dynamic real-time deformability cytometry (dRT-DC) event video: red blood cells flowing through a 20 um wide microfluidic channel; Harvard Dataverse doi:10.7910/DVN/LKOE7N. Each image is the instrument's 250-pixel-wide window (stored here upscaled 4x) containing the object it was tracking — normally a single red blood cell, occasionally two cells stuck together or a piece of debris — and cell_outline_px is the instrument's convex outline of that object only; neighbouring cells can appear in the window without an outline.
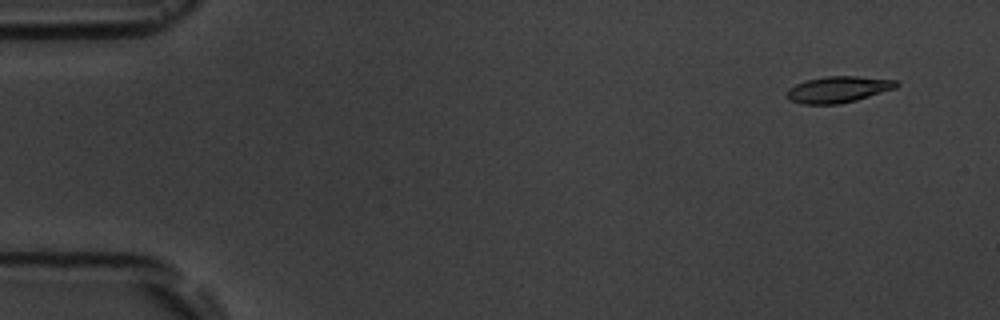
{"species": "common noctule bat (a hibernating species)", "species_latin": "Nyctalus noctula", "temperature_condition": "room temperature", "stored_images_in_passage": 4, "camera_frame_rate_fps": 3000, "um_per_image_px": 0.085, "animal": {"sex": "male", "body_mass_g": 19.5, "forearm_length_mm": 54.6}, "frame": {"image": 1, "passage_image": 1, "time_ms": 0.0, "image_size_px": [1000, 320], "cell_outline_px": [[900, 84], [896, 88], [856, 100], [840, 104], [804, 104], [792, 100], [788, 96], [788, 88], [796, 84], [808, 80], [824, 76], [856, 76], [896, 80]], "centroid_in_image_um": [71.29, 7.59], "position_along_channel_um": 13.7, "area_um2": 16.59}}